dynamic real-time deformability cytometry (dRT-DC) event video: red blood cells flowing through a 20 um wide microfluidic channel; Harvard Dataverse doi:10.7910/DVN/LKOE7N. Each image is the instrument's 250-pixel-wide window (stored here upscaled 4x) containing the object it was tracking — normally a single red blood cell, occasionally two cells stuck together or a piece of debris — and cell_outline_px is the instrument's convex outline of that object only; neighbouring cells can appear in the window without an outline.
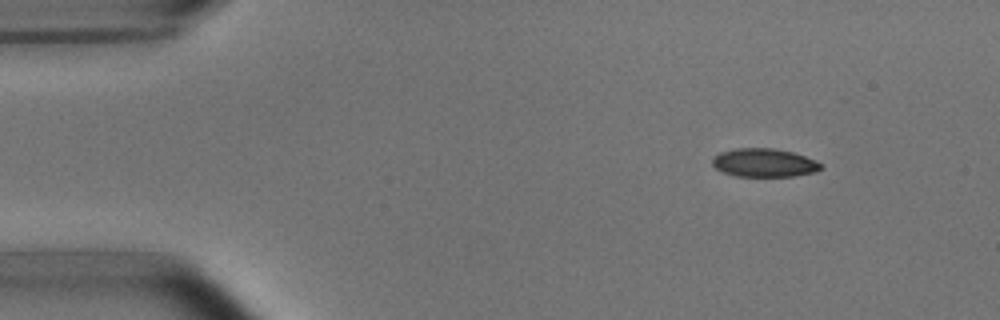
{"species": "common noctule bat (a hibernating species)", "species_latin": "Nyctalus noctula", "temperature_condition": "room temperature", "stored_images_in_passage": 5, "camera_frame_rate_fps": 3000, "um_per_image_px": 0.085, "animal": {"sex": "male", "body_mass_g": 15.6}, "frame": {"image": 1, "passage_image": 2, "time_ms": 1.0, "image_size_px": [1000, 320], "cell_outline_px": [[824, 168], [816, 172], [792, 176], [736, 176], [724, 172], [716, 168], [712, 164], [712, 156], [720, 152], [736, 148], [776, 148], [792, 152], [816, 160], [824, 164]], "centroid_in_image_um": [64.98, 13.83], "position_along_channel_um": 20.0, "area_um2": 18.15}}
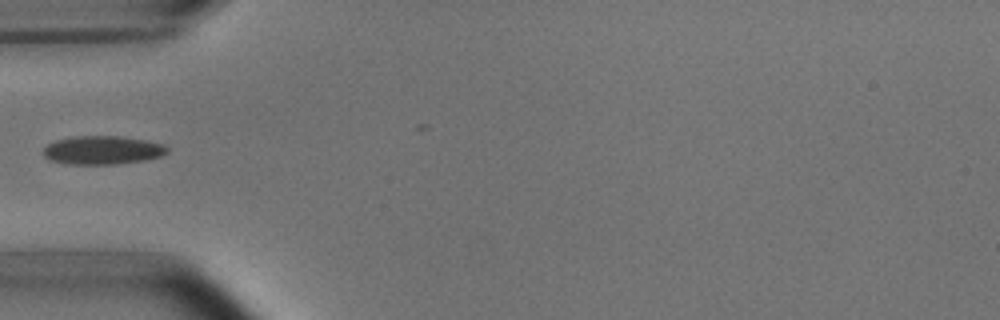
{"frame": {"image": 2, "passage_image": 5, "time_ms": 4.667, "image_size_px": [1000, 320], "cell_outline_px": [[168, 152], [160, 156], [148, 160], [116, 164], [64, 164], [52, 160], [44, 156], [44, 148], [48, 144], [56, 140], [72, 136], [120, 136], [144, 140], [164, 144], [168, 148]], "centroid_in_image_um": [8.73, 12.76], "position_along_channel_um": 76.3, "area_um2": 20.63}}